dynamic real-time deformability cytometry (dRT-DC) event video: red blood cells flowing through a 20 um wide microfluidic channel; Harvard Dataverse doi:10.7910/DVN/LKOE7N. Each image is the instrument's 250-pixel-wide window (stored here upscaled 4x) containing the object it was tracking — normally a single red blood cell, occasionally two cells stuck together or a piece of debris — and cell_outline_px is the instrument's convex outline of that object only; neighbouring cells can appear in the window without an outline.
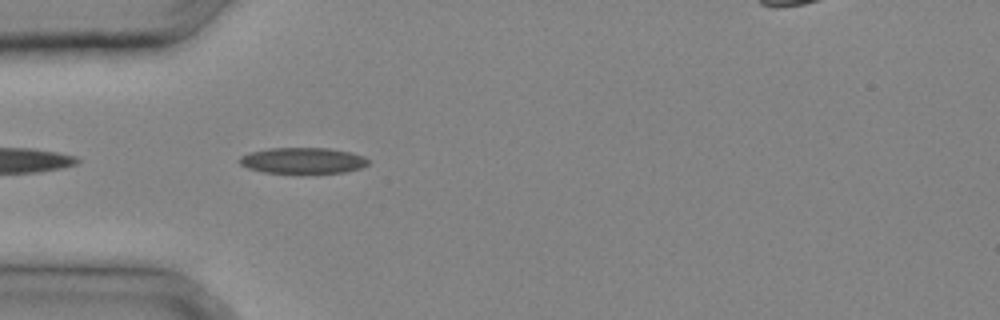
{"species": "common noctule bat (a hibernating species)", "species_latin": "Nyctalus noctula", "temperature_condition": "cold", "stored_images_in_passage": 22, "camera_frame_rate_fps": 3000, "um_per_image_px": 0.085, "animal": {"sex": "male", "body_mass_g": 20.4}, "frame": {"image": 1, "passage_image": 1, "time_ms": 0.0, "image_size_px": [1000, 320], "cell_outline_px": [[368, 164], [360, 168], [344, 172], [264, 172], [248, 168], [240, 164], [236, 160], [240, 156], [248, 152], [268, 148], [328, 148], [352, 152], [364, 156], [368, 160]], "centroid_in_image_um": [25.7, 13.62], "position_along_channel_um": 59.3, "area_um2": 19.36}}
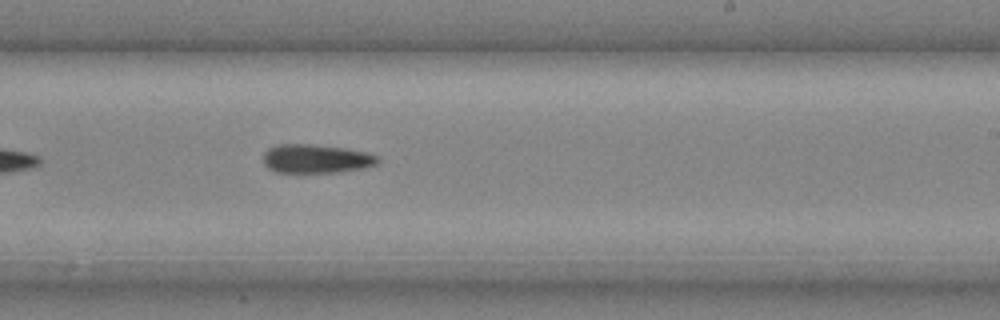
{"frame": {"image": 2, "passage_image": 11, "time_ms": 3.333, "image_size_px": [1000, 320], "cell_outline_px": [[380, 160], [376, 164], [364, 168], [336, 172], [276, 172], [268, 168], [264, 164], [264, 152], [268, 148], [276, 144], [308, 144], [344, 148], [364, 152], [376, 156]], "centroid_in_image_um": [26.82, 13.49], "position_along_channel_um": 262.2, "area_um2": 19.02}}
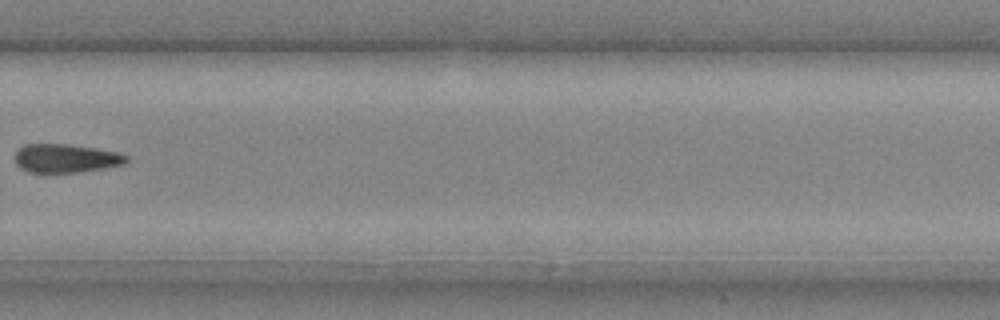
{"frame": {"image": 3, "passage_image": 14, "time_ms": 4.333, "image_size_px": [1000, 320], "cell_outline_px": [[128, 160], [124, 164], [104, 168], [80, 172], [28, 172], [20, 168], [16, 164], [16, 152], [24, 144], [64, 144], [96, 148], [116, 152], [128, 156]], "centroid_in_image_um": [5.59, 13.46], "position_along_channel_um": 324.2, "area_um2": 18.44}}